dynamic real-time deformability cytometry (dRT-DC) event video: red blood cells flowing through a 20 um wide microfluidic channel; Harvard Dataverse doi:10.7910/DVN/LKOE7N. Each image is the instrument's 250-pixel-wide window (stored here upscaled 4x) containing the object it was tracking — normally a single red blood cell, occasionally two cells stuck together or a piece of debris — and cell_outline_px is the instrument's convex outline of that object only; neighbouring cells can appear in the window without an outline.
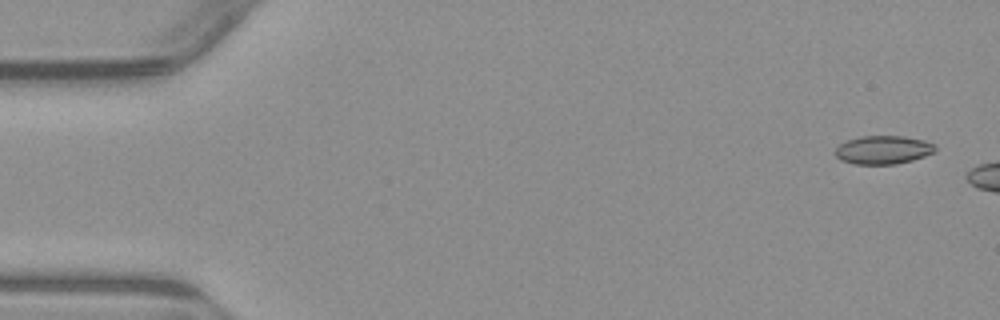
{"species": "common noctule bat (a hibernating species)", "species_latin": "Nyctalus noctula", "temperature_condition": "warm", "stored_images_in_passage": 3, "camera_frame_rate_fps": 3000, "um_per_image_px": 0.085, "animal": {"sex": "male", "body_mass_g": 23.1, "forearm_length_mm": 52.7}, "frame": {"image": 1, "passage_image": 1, "time_ms": 0.0, "image_size_px": [1000, 320], "cell_outline_px": [[936, 152], [912, 160], [896, 164], [852, 164], [840, 160], [836, 156], [836, 148], [840, 144], [848, 140], [860, 136], [904, 136], [924, 140], [936, 144]], "centroid_in_image_um": [75.09, 12.74], "position_along_channel_um": 9.9, "area_um2": 16.65}}